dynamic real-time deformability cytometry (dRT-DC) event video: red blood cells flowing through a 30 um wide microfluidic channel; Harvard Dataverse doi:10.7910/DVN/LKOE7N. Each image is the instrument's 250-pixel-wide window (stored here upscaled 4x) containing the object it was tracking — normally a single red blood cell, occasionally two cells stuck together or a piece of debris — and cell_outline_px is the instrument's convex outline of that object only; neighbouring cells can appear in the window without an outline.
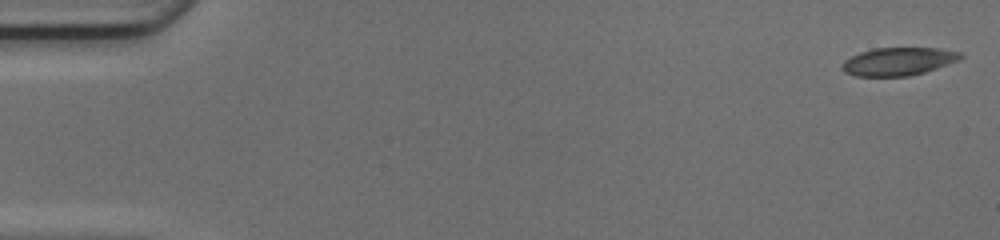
{"species": "common noctule bat (a hibernating species)", "species_latin": "Nyctalus noctula", "temperature_condition": "cold", "stored_images_in_passage": 46, "camera_frame_rate_fps": 3000, "um_per_image_px": 0.085, "animal": {"sex": "female", "body_mass_g": 17.0, "forearm_length_mm": 48.0}, "frame": {"image": 1, "passage_image": 1, "time_ms": 0.0, "image_size_px": [1000, 240], "cell_outline_px": [[964, 56], [960, 60], [924, 72], [908, 76], [856, 76], [844, 72], [840, 68], [840, 64], [844, 60], [860, 52], [876, 48], [936, 48], [960, 52]], "centroid_in_image_um": [76.33, 5.22], "position_along_channel_um": 8.7, "area_um2": 19.31}}
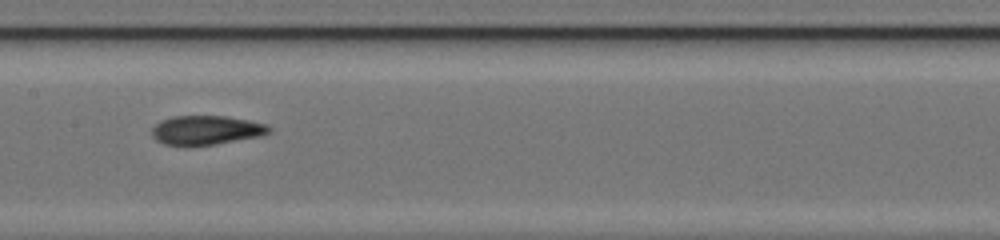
{"frame": {"image": 2, "passage_image": 25, "time_ms": 8.0, "image_size_px": [1000, 240], "cell_outline_px": [[272, 132], [264, 136], [216, 144], [188, 148], [184, 148], [164, 144], [156, 140], [152, 136], [152, 128], [160, 120], [172, 116], [224, 116], [248, 120], [264, 124], [272, 128]], "centroid_in_image_um": [17.51, 11.1], "position_along_channel_um": 189.9, "area_um2": 20.58}}
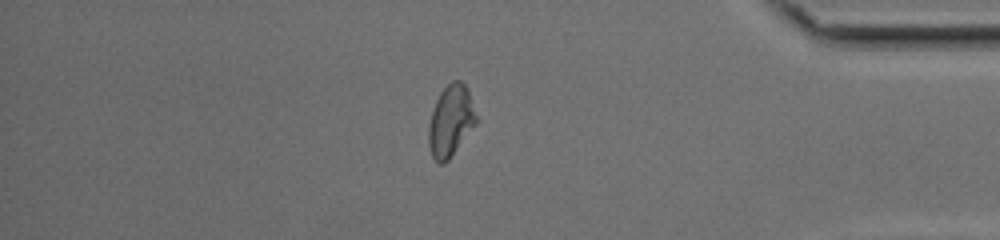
{"frame": {"image": 3, "passage_image": 42, "time_ms": 13.667, "image_size_px": [1000, 240], "cell_outline_px": [[476, 124], [448, 160], [444, 164], [440, 164], [432, 156], [428, 144], [428, 124], [436, 100], [440, 92], [452, 80], [460, 80], [468, 88], [476, 116]], "centroid_in_image_um": [38.29, 10.27], "position_along_channel_um": 396.9, "area_um2": 19.65}}